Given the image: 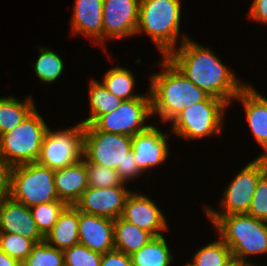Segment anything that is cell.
Listing matches in <instances>:
<instances>
[{"label": "cell", "mask_w": 267, "mask_h": 266, "mask_svg": "<svg viewBox=\"0 0 267 266\" xmlns=\"http://www.w3.org/2000/svg\"><path fill=\"white\" fill-rule=\"evenodd\" d=\"M154 236L121 216L114 220V247L127 255L146 245Z\"/></svg>", "instance_id": "7402d4cb"}, {"label": "cell", "mask_w": 267, "mask_h": 266, "mask_svg": "<svg viewBox=\"0 0 267 266\" xmlns=\"http://www.w3.org/2000/svg\"><path fill=\"white\" fill-rule=\"evenodd\" d=\"M187 266H229L234 260L231 249L220 238L202 247Z\"/></svg>", "instance_id": "4316f807"}, {"label": "cell", "mask_w": 267, "mask_h": 266, "mask_svg": "<svg viewBox=\"0 0 267 266\" xmlns=\"http://www.w3.org/2000/svg\"><path fill=\"white\" fill-rule=\"evenodd\" d=\"M79 243L99 254L114 247V220L79 211Z\"/></svg>", "instance_id": "2e32d148"}, {"label": "cell", "mask_w": 267, "mask_h": 266, "mask_svg": "<svg viewBox=\"0 0 267 266\" xmlns=\"http://www.w3.org/2000/svg\"><path fill=\"white\" fill-rule=\"evenodd\" d=\"M85 166L87 169L88 187L108 188L113 186H120L124 183L119 177L116 169L92 164L89 163L86 159Z\"/></svg>", "instance_id": "1f68e13d"}, {"label": "cell", "mask_w": 267, "mask_h": 266, "mask_svg": "<svg viewBox=\"0 0 267 266\" xmlns=\"http://www.w3.org/2000/svg\"><path fill=\"white\" fill-rule=\"evenodd\" d=\"M34 244L31 239L17 233H0V249L21 264L31 253Z\"/></svg>", "instance_id": "4dcf8cb0"}, {"label": "cell", "mask_w": 267, "mask_h": 266, "mask_svg": "<svg viewBox=\"0 0 267 266\" xmlns=\"http://www.w3.org/2000/svg\"><path fill=\"white\" fill-rule=\"evenodd\" d=\"M166 57L193 84L209 96L224 100L228 105L246 86L239 84L234 74L218 57L191 39L182 38L181 45Z\"/></svg>", "instance_id": "6da1fadb"}, {"label": "cell", "mask_w": 267, "mask_h": 266, "mask_svg": "<svg viewBox=\"0 0 267 266\" xmlns=\"http://www.w3.org/2000/svg\"><path fill=\"white\" fill-rule=\"evenodd\" d=\"M55 171L38 162L12 168L10 197L31 208L43 203L61 201L54 183Z\"/></svg>", "instance_id": "52a82bcc"}, {"label": "cell", "mask_w": 267, "mask_h": 266, "mask_svg": "<svg viewBox=\"0 0 267 266\" xmlns=\"http://www.w3.org/2000/svg\"><path fill=\"white\" fill-rule=\"evenodd\" d=\"M102 85L113 95L122 100L140 98L142 95L132 94L134 88L133 74L123 67H114L106 72Z\"/></svg>", "instance_id": "484cf974"}, {"label": "cell", "mask_w": 267, "mask_h": 266, "mask_svg": "<svg viewBox=\"0 0 267 266\" xmlns=\"http://www.w3.org/2000/svg\"><path fill=\"white\" fill-rule=\"evenodd\" d=\"M64 266H100L102 255L93 252L83 244H75L65 249Z\"/></svg>", "instance_id": "d6a6232c"}, {"label": "cell", "mask_w": 267, "mask_h": 266, "mask_svg": "<svg viewBox=\"0 0 267 266\" xmlns=\"http://www.w3.org/2000/svg\"><path fill=\"white\" fill-rule=\"evenodd\" d=\"M208 217L215 224L219 237L231 249L237 264L256 266L246 261V256L267 253V222L247 213Z\"/></svg>", "instance_id": "277c9868"}, {"label": "cell", "mask_w": 267, "mask_h": 266, "mask_svg": "<svg viewBox=\"0 0 267 266\" xmlns=\"http://www.w3.org/2000/svg\"><path fill=\"white\" fill-rule=\"evenodd\" d=\"M160 63L163 71L151 76L152 114H159L165 122L172 121L181 111L198 102L205 101L209 95L193 84L167 58Z\"/></svg>", "instance_id": "7a4b0ae2"}, {"label": "cell", "mask_w": 267, "mask_h": 266, "mask_svg": "<svg viewBox=\"0 0 267 266\" xmlns=\"http://www.w3.org/2000/svg\"><path fill=\"white\" fill-rule=\"evenodd\" d=\"M12 166L0 157V201L10 197Z\"/></svg>", "instance_id": "d590c367"}, {"label": "cell", "mask_w": 267, "mask_h": 266, "mask_svg": "<svg viewBox=\"0 0 267 266\" xmlns=\"http://www.w3.org/2000/svg\"><path fill=\"white\" fill-rule=\"evenodd\" d=\"M133 266H170L173 260L163 235L154 236L146 245L131 255Z\"/></svg>", "instance_id": "603a6c76"}, {"label": "cell", "mask_w": 267, "mask_h": 266, "mask_svg": "<svg viewBox=\"0 0 267 266\" xmlns=\"http://www.w3.org/2000/svg\"><path fill=\"white\" fill-rule=\"evenodd\" d=\"M267 171V157H257L246 165L224 191L221 211L205 207L208 216L247 213L260 177Z\"/></svg>", "instance_id": "30bf717a"}, {"label": "cell", "mask_w": 267, "mask_h": 266, "mask_svg": "<svg viewBox=\"0 0 267 266\" xmlns=\"http://www.w3.org/2000/svg\"><path fill=\"white\" fill-rule=\"evenodd\" d=\"M247 214L267 222V171L258 180Z\"/></svg>", "instance_id": "836d02e7"}, {"label": "cell", "mask_w": 267, "mask_h": 266, "mask_svg": "<svg viewBox=\"0 0 267 266\" xmlns=\"http://www.w3.org/2000/svg\"><path fill=\"white\" fill-rule=\"evenodd\" d=\"M249 17L255 19L256 21L267 23V0H254Z\"/></svg>", "instance_id": "8d00e7d4"}, {"label": "cell", "mask_w": 267, "mask_h": 266, "mask_svg": "<svg viewBox=\"0 0 267 266\" xmlns=\"http://www.w3.org/2000/svg\"><path fill=\"white\" fill-rule=\"evenodd\" d=\"M54 183L59 200L74 205L88 188L84 157L72 165L55 170Z\"/></svg>", "instance_id": "d6986e66"}, {"label": "cell", "mask_w": 267, "mask_h": 266, "mask_svg": "<svg viewBox=\"0 0 267 266\" xmlns=\"http://www.w3.org/2000/svg\"><path fill=\"white\" fill-rule=\"evenodd\" d=\"M229 266H242V265L237 264L235 261H233Z\"/></svg>", "instance_id": "f35d334b"}, {"label": "cell", "mask_w": 267, "mask_h": 266, "mask_svg": "<svg viewBox=\"0 0 267 266\" xmlns=\"http://www.w3.org/2000/svg\"><path fill=\"white\" fill-rule=\"evenodd\" d=\"M139 5L140 0H103V44L107 38L136 34Z\"/></svg>", "instance_id": "4fadbf2b"}, {"label": "cell", "mask_w": 267, "mask_h": 266, "mask_svg": "<svg viewBox=\"0 0 267 266\" xmlns=\"http://www.w3.org/2000/svg\"><path fill=\"white\" fill-rule=\"evenodd\" d=\"M121 217L153 236L162 235L168 230V224L161 210L149 197L131 192L126 201Z\"/></svg>", "instance_id": "5bb4252c"}, {"label": "cell", "mask_w": 267, "mask_h": 266, "mask_svg": "<svg viewBox=\"0 0 267 266\" xmlns=\"http://www.w3.org/2000/svg\"><path fill=\"white\" fill-rule=\"evenodd\" d=\"M71 19L74 34L94 37L103 45V0H76Z\"/></svg>", "instance_id": "ffe728a7"}, {"label": "cell", "mask_w": 267, "mask_h": 266, "mask_svg": "<svg viewBox=\"0 0 267 266\" xmlns=\"http://www.w3.org/2000/svg\"><path fill=\"white\" fill-rule=\"evenodd\" d=\"M83 156L92 164L116 169L125 183L142 173L132 151V137L98 131L84 125Z\"/></svg>", "instance_id": "3957f363"}, {"label": "cell", "mask_w": 267, "mask_h": 266, "mask_svg": "<svg viewBox=\"0 0 267 266\" xmlns=\"http://www.w3.org/2000/svg\"><path fill=\"white\" fill-rule=\"evenodd\" d=\"M21 266H64V253L44 240L32 246Z\"/></svg>", "instance_id": "f1b7e54d"}, {"label": "cell", "mask_w": 267, "mask_h": 266, "mask_svg": "<svg viewBox=\"0 0 267 266\" xmlns=\"http://www.w3.org/2000/svg\"><path fill=\"white\" fill-rule=\"evenodd\" d=\"M100 266H133L131 255L113 249L102 254Z\"/></svg>", "instance_id": "e575fe53"}, {"label": "cell", "mask_w": 267, "mask_h": 266, "mask_svg": "<svg viewBox=\"0 0 267 266\" xmlns=\"http://www.w3.org/2000/svg\"><path fill=\"white\" fill-rule=\"evenodd\" d=\"M67 204L64 201L43 203L30 208L32 217L40 233L45 237L55 225Z\"/></svg>", "instance_id": "f546056e"}, {"label": "cell", "mask_w": 267, "mask_h": 266, "mask_svg": "<svg viewBox=\"0 0 267 266\" xmlns=\"http://www.w3.org/2000/svg\"><path fill=\"white\" fill-rule=\"evenodd\" d=\"M234 99L242 101L250 129L265 150L260 156L267 157V98L246 85Z\"/></svg>", "instance_id": "ac0fdd59"}, {"label": "cell", "mask_w": 267, "mask_h": 266, "mask_svg": "<svg viewBox=\"0 0 267 266\" xmlns=\"http://www.w3.org/2000/svg\"><path fill=\"white\" fill-rule=\"evenodd\" d=\"M48 129L35 108L19 126L0 135V157L12 167L37 162Z\"/></svg>", "instance_id": "8992f818"}, {"label": "cell", "mask_w": 267, "mask_h": 266, "mask_svg": "<svg viewBox=\"0 0 267 266\" xmlns=\"http://www.w3.org/2000/svg\"><path fill=\"white\" fill-rule=\"evenodd\" d=\"M122 99L109 92L101 82L91 80L89 89L90 116L83 120V125H92L100 116L114 111Z\"/></svg>", "instance_id": "d4e9b609"}, {"label": "cell", "mask_w": 267, "mask_h": 266, "mask_svg": "<svg viewBox=\"0 0 267 266\" xmlns=\"http://www.w3.org/2000/svg\"><path fill=\"white\" fill-rule=\"evenodd\" d=\"M0 233H17L34 243L44 241L30 208L11 197L0 201Z\"/></svg>", "instance_id": "9a60e30c"}, {"label": "cell", "mask_w": 267, "mask_h": 266, "mask_svg": "<svg viewBox=\"0 0 267 266\" xmlns=\"http://www.w3.org/2000/svg\"><path fill=\"white\" fill-rule=\"evenodd\" d=\"M0 266H21V263L0 249Z\"/></svg>", "instance_id": "74e56055"}, {"label": "cell", "mask_w": 267, "mask_h": 266, "mask_svg": "<svg viewBox=\"0 0 267 266\" xmlns=\"http://www.w3.org/2000/svg\"><path fill=\"white\" fill-rule=\"evenodd\" d=\"M180 0H140L136 34L145 32L163 57L175 49L179 36Z\"/></svg>", "instance_id": "5b68a950"}, {"label": "cell", "mask_w": 267, "mask_h": 266, "mask_svg": "<svg viewBox=\"0 0 267 266\" xmlns=\"http://www.w3.org/2000/svg\"><path fill=\"white\" fill-rule=\"evenodd\" d=\"M132 151L142 172L157 166L168 157L166 135L156 126L151 125L147 130L132 137Z\"/></svg>", "instance_id": "e0dca14e"}, {"label": "cell", "mask_w": 267, "mask_h": 266, "mask_svg": "<svg viewBox=\"0 0 267 266\" xmlns=\"http://www.w3.org/2000/svg\"><path fill=\"white\" fill-rule=\"evenodd\" d=\"M151 115V95H142L140 98L123 100L114 111L100 116L92 125L98 131L133 137L151 126L144 125Z\"/></svg>", "instance_id": "8fae6325"}, {"label": "cell", "mask_w": 267, "mask_h": 266, "mask_svg": "<svg viewBox=\"0 0 267 266\" xmlns=\"http://www.w3.org/2000/svg\"><path fill=\"white\" fill-rule=\"evenodd\" d=\"M34 109L31 97L24 103L14 97H0V135L19 126Z\"/></svg>", "instance_id": "cb8c5ba5"}, {"label": "cell", "mask_w": 267, "mask_h": 266, "mask_svg": "<svg viewBox=\"0 0 267 266\" xmlns=\"http://www.w3.org/2000/svg\"><path fill=\"white\" fill-rule=\"evenodd\" d=\"M228 104L209 96L205 101L185 108L172 120V130L186 139H198L221 131L223 114Z\"/></svg>", "instance_id": "ba28073f"}, {"label": "cell", "mask_w": 267, "mask_h": 266, "mask_svg": "<svg viewBox=\"0 0 267 266\" xmlns=\"http://www.w3.org/2000/svg\"><path fill=\"white\" fill-rule=\"evenodd\" d=\"M83 135L81 122L71 129L55 132L48 129L37 162L55 171L80 161L84 157Z\"/></svg>", "instance_id": "9c48e42d"}, {"label": "cell", "mask_w": 267, "mask_h": 266, "mask_svg": "<svg viewBox=\"0 0 267 266\" xmlns=\"http://www.w3.org/2000/svg\"><path fill=\"white\" fill-rule=\"evenodd\" d=\"M123 185L125 183L108 188L88 187L74 206L83 213L115 220L122 215L125 201L132 192Z\"/></svg>", "instance_id": "7c38bea8"}, {"label": "cell", "mask_w": 267, "mask_h": 266, "mask_svg": "<svg viewBox=\"0 0 267 266\" xmlns=\"http://www.w3.org/2000/svg\"><path fill=\"white\" fill-rule=\"evenodd\" d=\"M78 229L79 210L74 205H67L44 240L50 246L64 251L79 243Z\"/></svg>", "instance_id": "44dd1931"}, {"label": "cell", "mask_w": 267, "mask_h": 266, "mask_svg": "<svg viewBox=\"0 0 267 266\" xmlns=\"http://www.w3.org/2000/svg\"><path fill=\"white\" fill-rule=\"evenodd\" d=\"M63 60L53 50L42 48L35 64H31L41 82L52 83L64 70Z\"/></svg>", "instance_id": "83f0119b"}]
</instances>
